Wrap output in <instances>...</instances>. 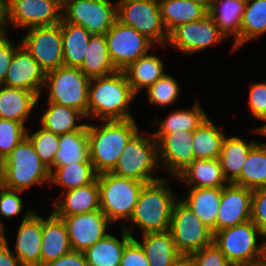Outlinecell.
Instances as JSON below:
<instances>
[{"label":"cell","instance_id":"cell-1","mask_svg":"<svg viewBox=\"0 0 266 266\" xmlns=\"http://www.w3.org/2000/svg\"><path fill=\"white\" fill-rule=\"evenodd\" d=\"M135 97L123 70L91 78L87 118L98 121L135 119L128 107Z\"/></svg>","mask_w":266,"mask_h":266},{"label":"cell","instance_id":"cell-2","mask_svg":"<svg viewBox=\"0 0 266 266\" xmlns=\"http://www.w3.org/2000/svg\"><path fill=\"white\" fill-rule=\"evenodd\" d=\"M87 124L90 161L97 175L111 173L129 139L139 130L134 119Z\"/></svg>","mask_w":266,"mask_h":266},{"label":"cell","instance_id":"cell-3","mask_svg":"<svg viewBox=\"0 0 266 266\" xmlns=\"http://www.w3.org/2000/svg\"><path fill=\"white\" fill-rule=\"evenodd\" d=\"M170 179L161 178L144 184L131 221L142 235L147 233L165 232L170 228V220L175 202L179 199L169 186ZM178 197V198H177Z\"/></svg>","mask_w":266,"mask_h":266},{"label":"cell","instance_id":"cell-4","mask_svg":"<svg viewBox=\"0 0 266 266\" xmlns=\"http://www.w3.org/2000/svg\"><path fill=\"white\" fill-rule=\"evenodd\" d=\"M50 183V170L40 160L31 140L25 136L0 163V184L26 192L34 185Z\"/></svg>","mask_w":266,"mask_h":266},{"label":"cell","instance_id":"cell-5","mask_svg":"<svg viewBox=\"0 0 266 266\" xmlns=\"http://www.w3.org/2000/svg\"><path fill=\"white\" fill-rule=\"evenodd\" d=\"M151 137L144 136L138 130L127 142L111 173L145 184L161 179L156 176L158 167H162L159 146L153 134Z\"/></svg>","mask_w":266,"mask_h":266},{"label":"cell","instance_id":"cell-6","mask_svg":"<svg viewBox=\"0 0 266 266\" xmlns=\"http://www.w3.org/2000/svg\"><path fill=\"white\" fill-rule=\"evenodd\" d=\"M100 209L114 223L129 220L145 183L112 173L97 175Z\"/></svg>","mask_w":266,"mask_h":266},{"label":"cell","instance_id":"cell-7","mask_svg":"<svg viewBox=\"0 0 266 266\" xmlns=\"http://www.w3.org/2000/svg\"><path fill=\"white\" fill-rule=\"evenodd\" d=\"M90 81L79 67L61 66L49 71L44 85L49 92L47 102L75 108L87 118Z\"/></svg>","mask_w":266,"mask_h":266},{"label":"cell","instance_id":"cell-8","mask_svg":"<svg viewBox=\"0 0 266 266\" xmlns=\"http://www.w3.org/2000/svg\"><path fill=\"white\" fill-rule=\"evenodd\" d=\"M258 236L263 237L258 227L249 220L213 233V244L232 265H248L262 261L263 243H257Z\"/></svg>","mask_w":266,"mask_h":266},{"label":"cell","instance_id":"cell-9","mask_svg":"<svg viewBox=\"0 0 266 266\" xmlns=\"http://www.w3.org/2000/svg\"><path fill=\"white\" fill-rule=\"evenodd\" d=\"M117 20L145 35L154 44L166 46L169 34L158 0H117Z\"/></svg>","mask_w":266,"mask_h":266},{"label":"cell","instance_id":"cell-10","mask_svg":"<svg viewBox=\"0 0 266 266\" xmlns=\"http://www.w3.org/2000/svg\"><path fill=\"white\" fill-rule=\"evenodd\" d=\"M169 231L181 254L190 255L213 243L212 230L181 198L173 206Z\"/></svg>","mask_w":266,"mask_h":266},{"label":"cell","instance_id":"cell-11","mask_svg":"<svg viewBox=\"0 0 266 266\" xmlns=\"http://www.w3.org/2000/svg\"><path fill=\"white\" fill-rule=\"evenodd\" d=\"M112 0H69L62 8L64 22L84 27L93 34H106L117 20Z\"/></svg>","mask_w":266,"mask_h":266},{"label":"cell","instance_id":"cell-12","mask_svg":"<svg viewBox=\"0 0 266 266\" xmlns=\"http://www.w3.org/2000/svg\"><path fill=\"white\" fill-rule=\"evenodd\" d=\"M27 31L20 41L21 45L38 62L45 73L64 66L60 23L33 27Z\"/></svg>","mask_w":266,"mask_h":266},{"label":"cell","instance_id":"cell-13","mask_svg":"<svg viewBox=\"0 0 266 266\" xmlns=\"http://www.w3.org/2000/svg\"><path fill=\"white\" fill-rule=\"evenodd\" d=\"M57 0H11L6 5V25L12 28L52 26L62 21Z\"/></svg>","mask_w":266,"mask_h":266},{"label":"cell","instance_id":"cell-14","mask_svg":"<svg viewBox=\"0 0 266 266\" xmlns=\"http://www.w3.org/2000/svg\"><path fill=\"white\" fill-rule=\"evenodd\" d=\"M105 36L111 60L117 70H124L154 47V43L145 35L118 20Z\"/></svg>","mask_w":266,"mask_h":266},{"label":"cell","instance_id":"cell-15","mask_svg":"<svg viewBox=\"0 0 266 266\" xmlns=\"http://www.w3.org/2000/svg\"><path fill=\"white\" fill-rule=\"evenodd\" d=\"M226 37L220 32L212 16L208 13L203 18L176 27L170 34L167 46L182 53L194 54L218 44Z\"/></svg>","mask_w":266,"mask_h":266},{"label":"cell","instance_id":"cell-16","mask_svg":"<svg viewBox=\"0 0 266 266\" xmlns=\"http://www.w3.org/2000/svg\"><path fill=\"white\" fill-rule=\"evenodd\" d=\"M65 223L72 250L84 252L104 238L111 221L97 209L80 215L57 216Z\"/></svg>","mask_w":266,"mask_h":266},{"label":"cell","instance_id":"cell-17","mask_svg":"<svg viewBox=\"0 0 266 266\" xmlns=\"http://www.w3.org/2000/svg\"><path fill=\"white\" fill-rule=\"evenodd\" d=\"M160 152L163 170L173 179L195 158L192 148L193 131L178 130L171 133H153Z\"/></svg>","mask_w":266,"mask_h":266},{"label":"cell","instance_id":"cell-18","mask_svg":"<svg viewBox=\"0 0 266 266\" xmlns=\"http://www.w3.org/2000/svg\"><path fill=\"white\" fill-rule=\"evenodd\" d=\"M253 190L228 183L222 187L216 232L251 220Z\"/></svg>","mask_w":266,"mask_h":266},{"label":"cell","instance_id":"cell-19","mask_svg":"<svg viewBox=\"0 0 266 266\" xmlns=\"http://www.w3.org/2000/svg\"><path fill=\"white\" fill-rule=\"evenodd\" d=\"M3 85L21 88L41 97L45 85V72L21 45L14 53Z\"/></svg>","mask_w":266,"mask_h":266},{"label":"cell","instance_id":"cell-20","mask_svg":"<svg viewBox=\"0 0 266 266\" xmlns=\"http://www.w3.org/2000/svg\"><path fill=\"white\" fill-rule=\"evenodd\" d=\"M27 210L17 231L14 255L23 266H41L42 215Z\"/></svg>","mask_w":266,"mask_h":266},{"label":"cell","instance_id":"cell-21","mask_svg":"<svg viewBox=\"0 0 266 266\" xmlns=\"http://www.w3.org/2000/svg\"><path fill=\"white\" fill-rule=\"evenodd\" d=\"M61 195L62 198L55 200L53 213L56 216L80 215L100 209L98 178L91 184L62 192Z\"/></svg>","mask_w":266,"mask_h":266},{"label":"cell","instance_id":"cell-22","mask_svg":"<svg viewBox=\"0 0 266 266\" xmlns=\"http://www.w3.org/2000/svg\"><path fill=\"white\" fill-rule=\"evenodd\" d=\"M174 179L188 188L224 187L228 184L219 159H194Z\"/></svg>","mask_w":266,"mask_h":266},{"label":"cell","instance_id":"cell-23","mask_svg":"<svg viewBox=\"0 0 266 266\" xmlns=\"http://www.w3.org/2000/svg\"><path fill=\"white\" fill-rule=\"evenodd\" d=\"M245 4L246 0H213L208 11L226 38L234 36L232 51L241 47V21Z\"/></svg>","mask_w":266,"mask_h":266},{"label":"cell","instance_id":"cell-24","mask_svg":"<svg viewBox=\"0 0 266 266\" xmlns=\"http://www.w3.org/2000/svg\"><path fill=\"white\" fill-rule=\"evenodd\" d=\"M130 226L129 224L122 226V240L107 234L85 250L83 253L88 266H120L123 250L134 238Z\"/></svg>","mask_w":266,"mask_h":266},{"label":"cell","instance_id":"cell-25","mask_svg":"<svg viewBox=\"0 0 266 266\" xmlns=\"http://www.w3.org/2000/svg\"><path fill=\"white\" fill-rule=\"evenodd\" d=\"M72 250L65 223L53 212L42 216L41 266L54 261Z\"/></svg>","mask_w":266,"mask_h":266},{"label":"cell","instance_id":"cell-26","mask_svg":"<svg viewBox=\"0 0 266 266\" xmlns=\"http://www.w3.org/2000/svg\"><path fill=\"white\" fill-rule=\"evenodd\" d=\"M39 98L29 90L0 85V118L25 125Z\"/></svg>","mask_w":266,"mask_h":266},{"label":"cell","instance_id":"cell-27","mask_svg":"<svg viewBox=\"0 0 266 266\" xmlns=\"http://www.w3.org/2000/svg\"><path fill=\"white\" fill-rule=\"evenodd\" d=\"M182 201L208 226L216 232V220L221 201L222 187L188 188Z\"/></svg>","mask_w":266,"mask_h":266},{"label":"cell","instance_id":"cell-28","mask_svg":"<svg viewBox=\"0 0 266 266\" xmlns=\"http://www.w3.org/2000/svg\"><path fill=\"white\" fill-rule=\"evenodd\" d=\"M142 242L133 238L143 249L150 266H172L182 255L176 248L171 232H155L142 235Z\"/></svg>","mask_w":266,"mask_h":266},{"label":"cell","instance_id":"cell-29","mask_svg":"<svg viewBox=\"0 0 266 266\" xmlns=\"http://www.w3.org/2000/svg\"><path fill=\"white\" fill-rule=\"evenodd\" d=\"M258 143L246 142L239 136L224 137L219 161L223 175L228 183H233L241 173L242 166L250 150Z\"/></svg>","mask_w":266,"mask_h":266},{"label":"cell","instance_id":"cell-30","mask_svg":"<svg viewBox=\"0 0 266 266\" xmlns=\"http://www.w3.org/2000/svg\"><path fill=\"white\" fill-rule=\"evenodd\" d=\"M160 58V56L147 53L123 70L136 95L141 89H147L165 74L164 64Z\"/></svg>","mask_w":266,"mask_h":266},{"label":"cell","instance_id":"cell-31","mask_svg":"<svg viewBox=\"0 0 266 266\" xmlns=\"http://www.w3.org/2000/svg\"><path fill=\"white\" fill-rule=\"evenodd\" d=\"M163 25L170 34L176 27L196 21L208 14V10L190 0H158Z\"/></svg>","mask_w":266,"mask_h":266},{"label":"cell","instance_id":"cell-32","mask_svg":"<svg viewBox=\"0 0 266 266\" xmlns=\"http://www.w3.org/2000/svg\"><path fill=\"white\" fill-rule=\"evenodd\" d=\"M79 69L90 79L117 71L109 54L105 34L90 36L87 52Z\"/></svg>","mask_w":266,"mask_h":266},{"label":"cell","instance_id":"cell-33","mask_svg":"<svg viewBox=\"0 0 266 266\" xmlns=\"http://www.w3.org/2000/svg\"><path fill=\"white\" fill-rule=\"evenodd\" d=\"M75 162H91L87 124L81 130L59 135L54 166H65Z\"/></svg>","mask_w":266,"mask_h":266},{"label":"cell","instance_id":"cell-34","mask_svg":"<svg viewBox=\"0 0 266 266\" xmlns=\"http://www.w3.org/2000/svg\"><path fill=\"white\" fill-rule=\"evenodd\" d=\"M62 31L63 64L67 67H80L84 61L91 34L81 26L63 20Z\"/></svg>","mask_w":266,"mask_h":266},{"label":"cell","instance_id":"cell-35","mask_svg":"<svg viewBox=\"0 0 266 266\" xmlns=\"http://www.w3.org/2000/svg\"><path fill=\"white\" fill-rule=\"evenodd\" d=\"M48 108L40 117V125L44 129L62 135L73 131L81 130L86 123L76 124L77 120L86 118L75 108L47 102Z\"/></svg>","mask_w":266,"mask_h":266},{"label":"cell","instance_id":"cell-36","mask_svg":"<svg viewBox=\"0 0 266 266\" xmlns=\"http://www.w3.org/2000/svg\"><path fill=\"white\" fill-rule=\"evenodd\" d=\"M97 178L92 162H78L65 166H54L50 170V186L59 185L63 191L91 184Z\"/></svg>","mask_w":266,"mask_h":266},{"label":"cell","instance_id":"cell-37","mask_svg":"<svg viewBox=\"0 0 266 266\" xmlns=\"http://www.w3.org/2000/svg\"><path fill=\"white\" fill-rule=\"evenodd\" d=\"M236 185L255 190L266 188V144L258 142L249 152Z\"/></svg>","mask_w":266,"mask_h":266},{"label":"cell","instance_id":"cell-38","mask_svg":"<svg viewBox=\"0 0 266 266\" xmlns=\"http://www.w3.org/2000/svg\"><path fill=\"white\" fill-rule=\"evenodd\" d=\"M224 132L209 117L193 131L192 148L195 159H219Z\"/></svg>","mask_w":266,"mask_h":266},{"label":"cell","instance_id":"cell-39","mask_svg":"<svg viewBox=\"0 0 266 266\" xmlns=\"http://www.w3.org/2000/svg\"><path fill=\"white\" fill-rule=\"evenodd\" d=\"M207 118L201 104H199V101H196L193 107L188 110H175L165 119L155 121L153 126L156 125L157 129L154 133H171L178 130L194 131Z\"/></svg>","mask_w":266,"mask_h":266},{"label":"cell","instance_id":"cell-40","mask_svg":"<svg viewBox=\"0 0 266 266\" xmlns=\"http://www.w3.org/2000/svg\"><path fill=\"white\" fill-rule=\"evenodd\" d=\"M266 33V0H247L241 21V47Z\"/></svg>","mask_w":266,"mask_h":266},{"label":"cell","instance_id":"cell-41","mask_svg":"<svg viewBox=\"0 0 266 266\" xmlns=\"http://www.w3.org/2000/svg\"><path fill=\"white\" fill-rule=\"evenodd\" d=\"M146 90L149 102L160 107L170 106L176 102L181 91L175 77L166 73Z\"/></svg>","mask_w":266,"mask_h":266},{"label":"cell","instance_id":"cell-42","mask_svg":"<svg viewBox=\"0 0 266 266\" xmlns=\"http://www.w3.org/2000/svg\"><path fill=\"white\" fill-rule=\"evenodd\" d=\"M26 136L31 140L40 160L51 170L59 146V135L41 127L33 134L27 128Z\"/></svg>","mask_w":266,"mask_h":266},{"label":"cell","instance_id":"cell-43","mask_svg":"<svg viewBox=\"0 0 266 266\" xmlns=\"http://www.w3.org/2000/svg\"><path fill=\"white\" fill-rule=\"evenodd\" d=\"M26 132L23 123L0 118V163L22 141Z\"/></svg>","mask_w":266,"mask_h":266},{"label":"cell","instance_id":"cell-44","mask_svg":"<svg viewBox=\"0 0 266 266\" xmlns=\"http://www.w3.org/2000/svg\"><path fill=\"white\" fill-rule=\"evenodd\" d=\"M24 191L12 190L0 184V216L4 218H14L20 215L23 209V200L19 196ZM4 227V221L0 220Z\"/></svg>","mask_w":266,"mask_h":266},{"label":"cell","instance_id":"cell-45","mask_svg":"<svg viewBox=\"0 0 266 266\" xmlns=\"http://www.w3.org/2000/svg\"><path fill=\"white\" fill-rule=\"evenodd\" d=\"M249 108L252 116L266 122V82L252 83L249 90Z\"/></svg>","mask_w":266,"mask_h":266},{"label":"cell","instance_id":"cell-46","mask_svg":"<svg viewBox=\"0 0 266 266\" xmlns=\"http://www.w3.org/2000/svg\"><path fill=\"white\" fill-rule=\"evenodd\" d=\"M190 255L194 259L195 266H232L226 256L213 243Z\"/></svg>","mask_w":266,"mask_h":266},{"label":"cell","instance_id":"cell-47","mask_svg":"<svg viewBox=\"0 0 266 266\" xmlns=\"http://www.w3.org/2000/svg\"><path fill=\"white\" fill-rule=\"evenodd\" d=\"M251 221L266 237V188L253 190L251 204Z\"/></svg>","mask_w":266,"mask_h":266},{"label":"cell","instance_id":"cell-48","mask_svg":"<svg viewBox=\"0 0 266 266\" xmlns=\"http://www.w3.org/2000/svg\"><path fill=\"white\" fill-rule=\"evenodd\" d=\"M8 36L7 33L0 35V85L5 81L15 51L21 46V42L15 46Z\"/></svg>","mask_w":266,"mask_h":266},{"label":"cell","instance_id":"cell-49","mask_svg":"<svg viewBox=\"0 0 266 266\" xmlns=\"http://www.w3.org/2000/svg\"><path fill=\"white\" fill-rule=\"evenodd\" d=\"M120 266H150L143 249L134 239L124 248Z\"/></svg>","mask_w":266,"mask_h":266},{"label":"cell","instance_id":"cell-50","mask_svg":"<svg viewBox=\"0 0 266 266\" xmlns=\"http://www.w3.org/2000/svg\"><path fill=\"white\" fill-rule=\"evenodd\" d=\"M44 266H88L84 253L71 250L60 258L51 261Z\"/></svg>","mask_w":266,"mask_h":266},{"label":"cell","instance_id":"cell-51","mask_svg":"<svg viewBox=\"0 0 266 266\" xmlns=\"http://www.w3.org/2000/svg\"><path fill=\"white\" fill-rule=\"evenodd\" d=\"M0 266H23L10 250L6 234L3 241L0 242Z\"/></svg>","mask_w":266,"mask_h":266},{"label":"cell","instance_id":"cell-52","mask_svg":"<svg viewBox=\"0 0 266 266\" xmlns=\"http://www.w3.org/2000/svg\"><path fill=\"white\" fill-rule=\"evenodd\" d=\"M6 28V5L0 0V35L8 33Z\"/></svg>","mask_w":266,"mask_h":266},{"label":"cell","instance_id":"cell-53","mask_svg":"<svg viewBox=\"0 0 266 266\" xmlns=\"http://www.w3.org/2000/svg\"><path fill=\"white\" fill-rule=\"evenodd\" d=\"M172 266H195L194 259L191 255H180Z\"/></svg>","mask_w":266,"mask_h":266},{"label":"cell","instance_id":"cell-54","mask_svg":"<svg viewBox=\"0 0 266 266\" xmlns=\"http://www.w3.org/2000/svg\"><path fill=\"white\" fill-rule=\"evenodd\" d=\"M190 1L205 7L208 11L210 10L213 3V0H190Z\"/></svg>","mask_w":266,"mask_h":266},{"label":"cell","instance_id":"cell-55","mask_svg":"<svg viewBox=\"0 0 266 266\" xmlns=\"http://www.w3.org/2000/svg\"><path fill=\"white\" fill-rule=\"evenodd\" d=\"M254 132L266 136V123L260 127L255 128Z\"/></svg>","mask_w":266,"mask_h":266},{"label":"cell","instance_id":"cell-56","mask_svg":"<svg viewBox=\"0 0 266 266\" xmlns=\"http://www.w3.org/2000/svg\"><path fill=\"white\" fill-rule=\"evenodd\" d=\"M265 241H263V256L262 262L266 265V237H264Z\"/></svg>","mask_w":266,"mask_h":266},{"label":"cell","instance_id":"cell-57","mask_svg":"<svg viewBox=\"0 0 266 266\" xmlns=\"http://www.w3.org/2000/svg\"><path fill=\"white\" fill-rule=\"evenodd\" d=\"M5 237V227L0 224V238Z\"/></svg>","mask_w":266,"mask_h":266},{"label":"cell","instance_id":"cell-58","mask_svg":"<svg viewBox=\"0 0 266 266\" xmlns=\"http://www.w3.org/2000/svg\"><path fill=\"white\" fill-rule=\"evenodd\" d=\"M246 266H266L262 261L256 262V263H251Z\"/></svg>","mask_w":266,"mask_h":266},{"label":"cell","instance_id":"cell-59","mask_svg":"<svg viewBox=\"0 0 266 266\" xmlns=\"http://www.w3.org/2000/svg\"><path fill=\"white\" fill-rule=\"evenodd\" d=\"M62 6L69 0H57Z\"/></svg>","mask_w":266,"mask_h":266},{"label":"cell","instance_id":"cell-60","mask_svg":"<svg viewBox=\"0 0 266 266\" xmlns=\"http://www.w3.org/2000/svg\"><path fill=\"white\" fill-rule=\"evenodd\" d=\"M5 5H7L11 0H2Z\"/></svg>","mask_w":266,"mask_h":266}]
</instances>
